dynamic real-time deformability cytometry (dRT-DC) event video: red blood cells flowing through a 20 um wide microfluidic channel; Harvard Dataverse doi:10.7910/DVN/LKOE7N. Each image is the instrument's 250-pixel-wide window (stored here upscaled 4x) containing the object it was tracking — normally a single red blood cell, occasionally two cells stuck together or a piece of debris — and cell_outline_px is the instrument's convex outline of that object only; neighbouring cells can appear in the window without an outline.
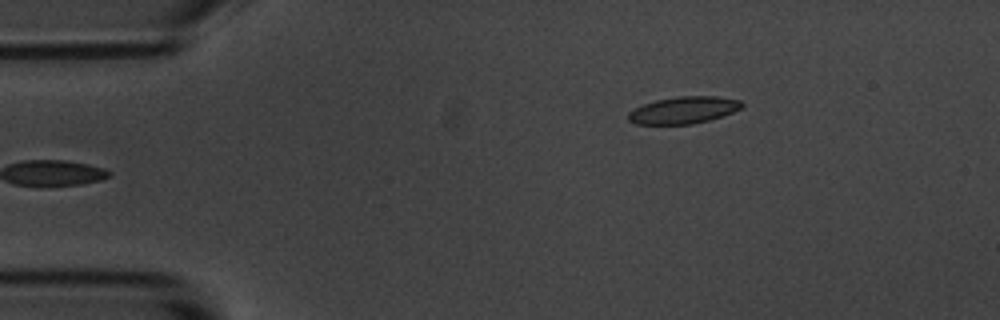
{"species": "common noctule bat (a hibernating species)", "species_latin": "Nyctalus noctula", "temperature_condition": "room temperature", "stored_images_in_passage": 5, "camera_frame_rate_fps": 3000, "um_per_image_px": 0.085, "animal": {"sex": "male", "body_mass_g": 20.1, "forearm_length_mm": 53.5}, "frame": {"image": 1, "passage_image": 5, "time_ms": 4.667, "image_size_px": [1000, 320], "cell_outline_px": [[744, 104], [740, 108], [732, 112], [708, 120], [692, 124], [636, 124], [628, 120], [628, 112], [644, 104], [656, 100], [680, 96], [716, 96], [740, 100]], "centroid_in_image_um": [58.09, 9.36], "position_along_channel_um": 26.9, "area_um2": 17.63}}